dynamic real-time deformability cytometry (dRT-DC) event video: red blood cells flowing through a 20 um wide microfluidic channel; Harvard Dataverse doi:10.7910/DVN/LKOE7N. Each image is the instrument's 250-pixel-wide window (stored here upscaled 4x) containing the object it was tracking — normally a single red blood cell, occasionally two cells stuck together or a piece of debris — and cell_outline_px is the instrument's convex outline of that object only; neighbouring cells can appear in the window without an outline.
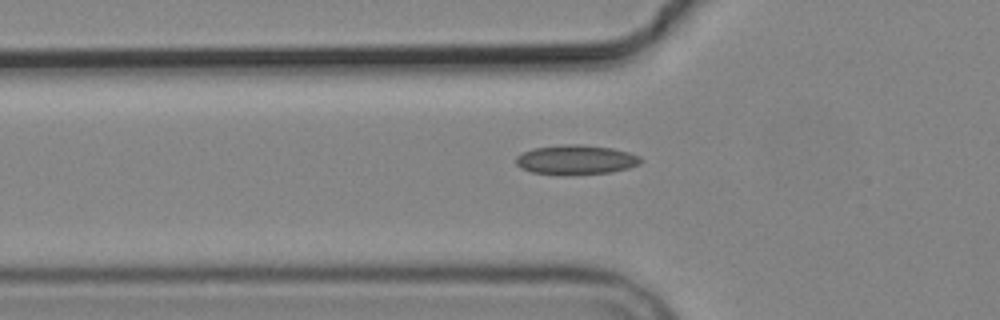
{"species": "common noctule bat (a hibernating species)", "species_latin": "Nyctalus noctula", "temperature_condition": "cold", "stored_images_in_passage": 3, "camera_frame_rate_fps": 3000, "um_per_image_px": 0.085, "animal": {"sex": "male", "body_mass_g": 19.2, "forearm_length_mm": 51.8}, "frame": {"image": 1, "passage_image": 3, "time_ms": 3.333, "image_size_px": [1000, 320], "cell_outline_px": [[644, 160], [640, 164], [628, 168], [612, 172], [568, 176], [560, 176], [532, 172], [520, 168], [516, 164], [516, 156], [532, 148], [564, 144], [580, 144], [612, 148], [628, 152], [640, 156]], "centroid_in_image_um": [48.95, 13.6], "position_along_channel_um": 76.8, "area_um2": 21.96}}